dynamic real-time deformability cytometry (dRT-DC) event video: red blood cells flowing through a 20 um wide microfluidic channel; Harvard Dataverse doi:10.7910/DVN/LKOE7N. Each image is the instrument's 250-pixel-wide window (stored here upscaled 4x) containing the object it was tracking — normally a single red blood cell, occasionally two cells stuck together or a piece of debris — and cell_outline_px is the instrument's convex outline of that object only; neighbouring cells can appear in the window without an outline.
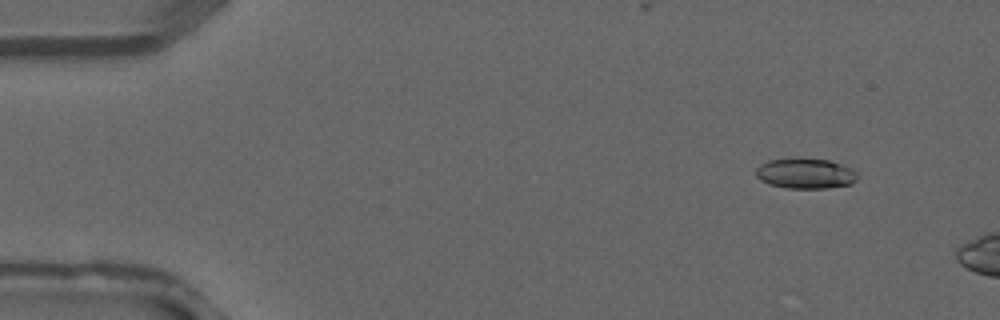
{"species": "common noctule bat (a hibernating species)", "species_latin": "Nyctalus noctula", "temperature_condition": "warm", "stored_images_in_passage": 2, "camera_frame_rate_fps": 3000, "um_per_image_px": 0.085, "animal": {"sex": "male", "forearm_length_mm": 52.5}, "frame": {"image": 1, "passage_image": 1, "time_ms": 0.0, "image_size_px": [1000, 320], "cell_outline_px": [[856, 180], [852, 184], [828, 188], [784, 188], [768, 184], [760, 180], [756, 176], [756, 168], [760, 164], [768, 160], [800, 156], [828, 160], [840, 164], [856, 172]], "centroid_in_image_um": [68.4, 14.72], "position_along_channel_um": 16.6, "area_um2": 18.32}}